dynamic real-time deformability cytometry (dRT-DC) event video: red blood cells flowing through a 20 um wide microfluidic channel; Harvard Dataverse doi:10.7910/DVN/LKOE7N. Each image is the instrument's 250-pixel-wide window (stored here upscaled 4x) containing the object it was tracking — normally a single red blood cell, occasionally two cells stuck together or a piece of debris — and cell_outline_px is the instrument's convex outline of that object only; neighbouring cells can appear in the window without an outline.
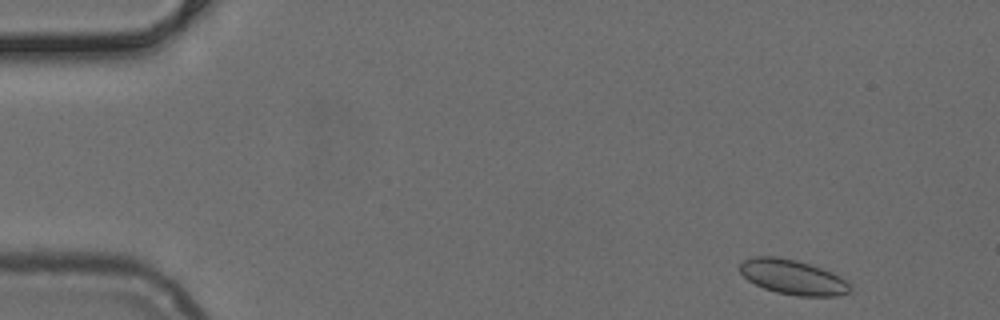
{"species": "common noctule bat (a hibernating species)", "species_latin": "Nyctalus noctula", "temperature_condition": "cold", "stored_images_in_passage": 49, "camera_frame_rate_fps": 3000, "um_per_image_px": 0.085, "animal": {"sex": "female", "body_mass_g": 24.6, "forearm_length_mm": 56.2}, "frame": {"image": 1, "passage_image": 3, "time_ms": 0.667, "image_size_px": [1000, 320], "cell_outline_px": [[852, 288], [848, 292], [840, 296], [796, 296], [776, 292], [764, 288], [748, 280], [740, 272], [740, 264], [744, 260], [756, 256], [776, 256], [796, 260], [832, 272], [840, 276]], "centroid_in_image_um": [67.38, 23.56], "position_along_channel_um": 17.6, "area_um2": 22.2}}
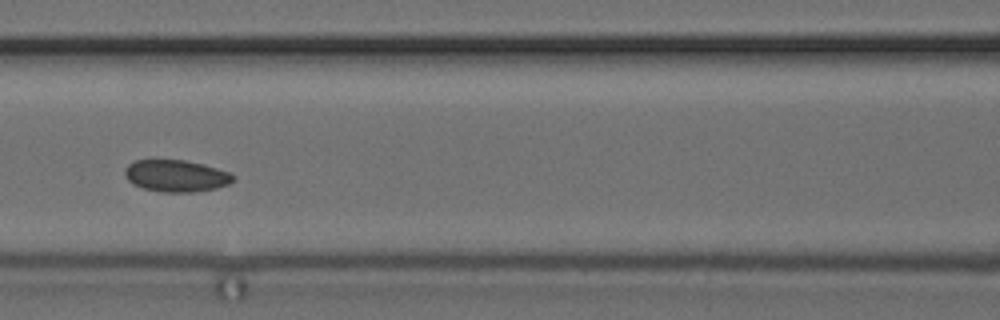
{"frame": {"image": 2, "passage_image": 21, "time_ms": 6.667, "image_size_px": [1000, 320], "cell_outline_px": [[236, 180], [228, 184], [216, 188], [192, 192], [164, 192], [144, 188], [132, 184], [124, 176], [124, 168], [128, 164], [136, 160], [184, 160], [204, 164], [228, 172], [236, 176]], "centroid_in_image_um": [14.96, 14.94], "position_along_channel_um": 151.6, "area_um2": 20.17}}
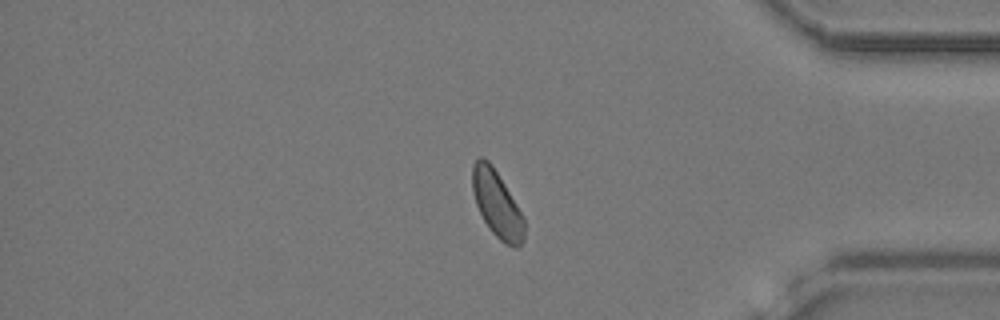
{"frame": {"image": 3, "passage_image": 41, "time_ms": 13.333, "image_size_px": [1000, 320], "cell_outline_px": [[524, 240], [516, 248], [512, 248], [504, 244], [492, 232], [484, 220], [476, 204], [472, 188], [472, 164], [480, 156], [488, 160], [492, 164], [524, 216]], "centroid_in_image_um": [42.24, 17.35], "position_along_channel_um": 393.0, "area_um2": 20.11}}